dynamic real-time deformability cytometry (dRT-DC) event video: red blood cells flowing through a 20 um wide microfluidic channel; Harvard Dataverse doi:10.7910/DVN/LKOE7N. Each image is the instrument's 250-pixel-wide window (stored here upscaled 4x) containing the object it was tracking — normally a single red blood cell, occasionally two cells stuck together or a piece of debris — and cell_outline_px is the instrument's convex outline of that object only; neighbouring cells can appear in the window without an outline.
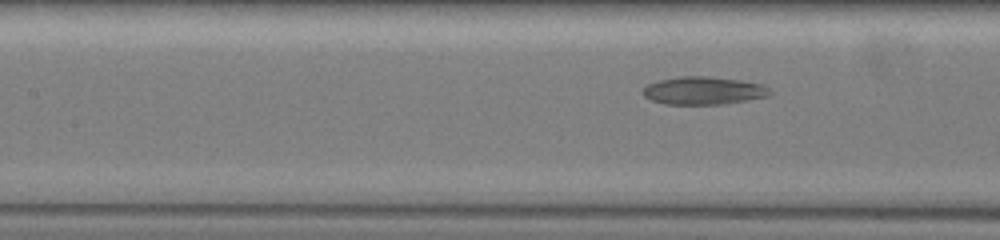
{"species": "common noctule bat (a hibernating species)", "species_latin": "Nyctalus noctula", "temperature_condition": "warm", "stored_images_in_passage": 52, "camera_frame_rate_fps": 3000, "um_per_image_px": 0.085, "animal": {"sex": "female", "body_mass_g": 19.5, "forearm_length_mm": 54.1}, "frame": {"image": 1, "passage_image": 21, "time_ms": 6.667, "image_size_px": [1000, 240], "cell_outline_px": [[772, 92], [768, 96], [724, 104], [664, 104], [652, 100], [644, 96], [640, 92], [648, 84], [660, 80], [680, 76], [708, 76], [740, 80], [760, 84], [768, 88]], "centroid_in_image_um": [59.77, 7.7], "position_along_channel_um": 147.6, "area_um2": 20.52}}
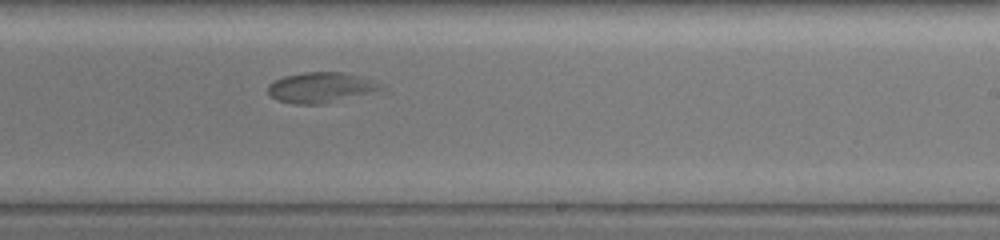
{"frame": {"image": 2, "passage_image": 31, "time_ms": 10.0, "image_size_px": [1000, 240], "cell_outline_px": [[380, 84], [376, 88], [364, 92], [324, 104], [296, 104], [276, 100], [268, 92], [268, 84], [284, 76], [304, 72], [344, 72]], "centroid_in_image_um": [27.06, 7.43], "position_along_channel_um": 261.9, "area_um2": 18.9}}
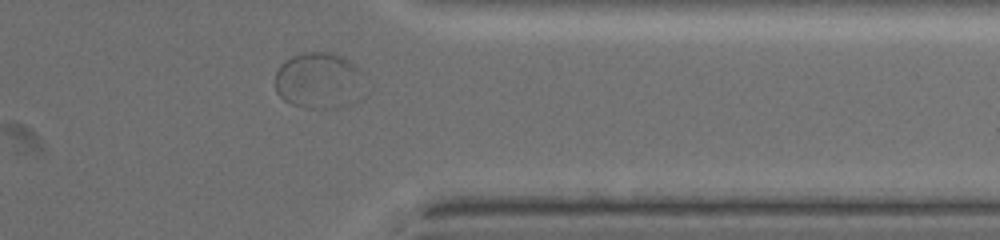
{"frame": {"image": 3, "passage_image": 42, "time_ms": 13.667, "image_size_px": [1000, 240], "cell_outline_px": [[360, 72], [304, 104], [292, 104], [284, 100], [276, 92], [276, 72], [280, 64], [284, 60], [292, 56], [304, 52], [328, 52], [340, 56], [348, 60]], "centroid_in_image_um": [26.46, 6.43], "position_along_channel_um": 384.9, "area_um2": 21.5}}